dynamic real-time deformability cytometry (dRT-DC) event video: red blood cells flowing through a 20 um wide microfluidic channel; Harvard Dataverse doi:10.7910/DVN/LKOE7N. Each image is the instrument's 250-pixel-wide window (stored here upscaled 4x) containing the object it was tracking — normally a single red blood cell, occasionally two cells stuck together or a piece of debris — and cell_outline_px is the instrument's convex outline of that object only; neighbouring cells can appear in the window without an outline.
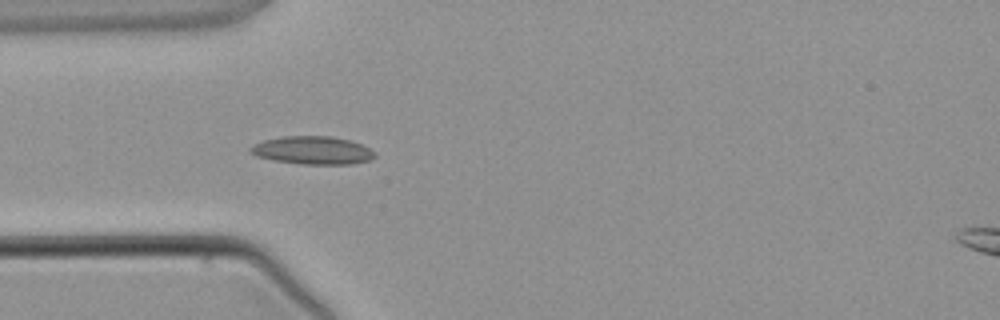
{"species": "common noctule bat (a hibernating species)", "species_latin": "Nyctalus noctula", "temperature_condition": "warm", "stored_images_in_passage": 4, "camera_frame_rate_fps": 3000, "um_per_image_px": 0.085, "animal": {"sex": "male", "body_mass_g": 21.5, "forearm_length_mm": 52.0}, "frame": {"image": 1, "passage_image": 3, "time_ms": 4.333, "image_size_px": [1000, 320], "cell_outline_px": [[376, 156], [372, 160], [352, 164], [300, 164], [272, 160], [256, 156], [248, 152], [248, 148], [252, 144], [264, 140], [284, 136], [332, 136], [352, 140], [376, 152]], "centroid_in_image_um": [26.56, 12.78], "position_along_channel_um": 58.4, "area_um2": 20.63}}